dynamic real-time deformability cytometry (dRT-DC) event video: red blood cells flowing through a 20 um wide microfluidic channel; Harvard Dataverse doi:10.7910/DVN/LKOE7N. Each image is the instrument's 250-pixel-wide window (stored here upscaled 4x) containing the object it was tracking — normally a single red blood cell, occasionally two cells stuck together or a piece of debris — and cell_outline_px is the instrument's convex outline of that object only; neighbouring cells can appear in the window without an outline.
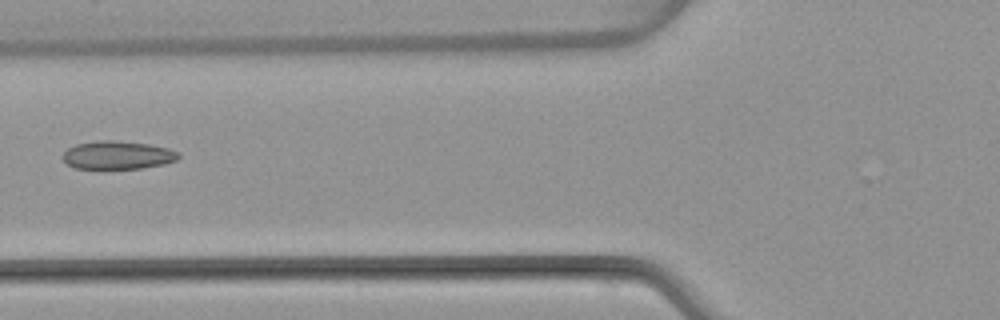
{"species": "common noctule bat (a hibernating species)", "species_latin": "Nyctalus noctula", "temperature_condition": "warm", "stored_images_in_passage": 6, "camera_frame_rate_fps": 3000, "um_per_image_px": 0.085, "animal": {"sex": "female", "body_mass_g": 22.7, "forearm_length_mm": 54.2}, "frame": {"image": 1, "passage_image": 6, "time_ms": 6.0, "image_size_px": [1000, 320], "cell_outline_px": [[180, 156], [176, 160], [164, 164], [144, 168], [76, 168], [68, 164], [64, 160], [64, 152], [68, 148], [76, 144], [96, 140], [112, 140], [148, 144], [168, 148], [180, 152]], "centroid_in_image_um": [10.03, 13.17], "position_along_channel_um": 115.8, "area_um2": 18.9}}